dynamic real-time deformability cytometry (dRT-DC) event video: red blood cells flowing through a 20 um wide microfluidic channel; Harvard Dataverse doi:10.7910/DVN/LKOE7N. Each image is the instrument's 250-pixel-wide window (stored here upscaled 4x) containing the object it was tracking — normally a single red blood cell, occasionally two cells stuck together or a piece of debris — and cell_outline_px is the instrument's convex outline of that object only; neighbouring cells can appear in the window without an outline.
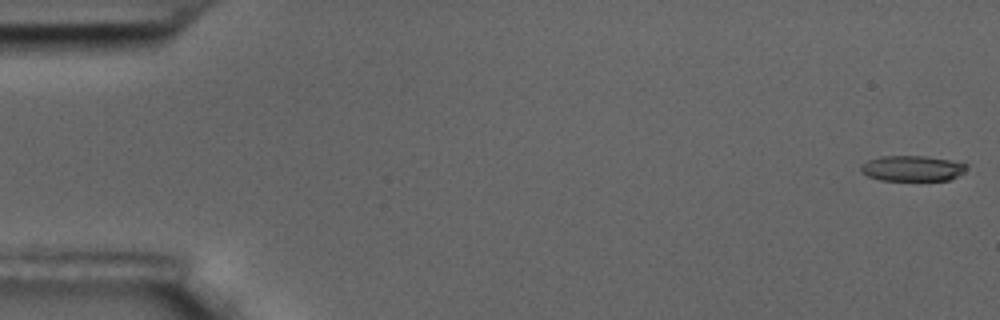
{"species": "common noctule bat (a hibernating species)", "species_latin": "Nyctalus noctula", "temperature_condition": "room temperature", "stored_images_in_passage": 5, "camera_frame_rate_fps": 3000, "um_per_image_px": 0.085, "animal": {"sex": "male", "body_mass_g": 17.5, "forearm_length_mm": 52.3}, "frame": {"image": 1, "passage_image": 1, "time_ms": 0.0, "image_size_px": [1000, 320], "cell_outline_px": [[968, 164], [964, 172], [948, 180], [880, 180], [868, 176], [860, 172], [860, 164], [868, 160], [880, 156], [924, 156], [964, 160]], "centroid_in_image_um": [77.59, 14.29], "position_along_channel_um": 7.4, "area_um2": 16.13}}
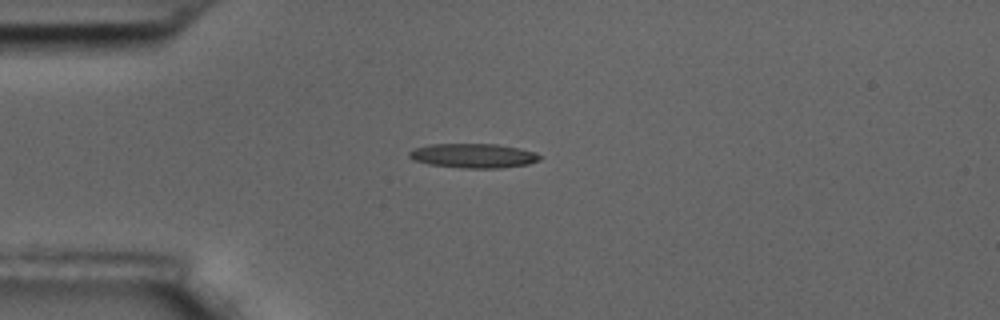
{"frame": {"image": 2, "passage_image": 5, "time_ms": 1.333, "image_size_px": [1000, 320], "cell_outline_px": [[544, 156], [540, 160], [528, 164], [500, 168], [460, 168], [428, 164], [412, 160], [408, 156], [408, 152], [412, 148], [428, 144], [496, 144], [520, 148], [536, 152]], "centroid_in_image_um": [40.22, 13.23], "position_along_channel_um": 44.8, "area_um2": 18.9}}